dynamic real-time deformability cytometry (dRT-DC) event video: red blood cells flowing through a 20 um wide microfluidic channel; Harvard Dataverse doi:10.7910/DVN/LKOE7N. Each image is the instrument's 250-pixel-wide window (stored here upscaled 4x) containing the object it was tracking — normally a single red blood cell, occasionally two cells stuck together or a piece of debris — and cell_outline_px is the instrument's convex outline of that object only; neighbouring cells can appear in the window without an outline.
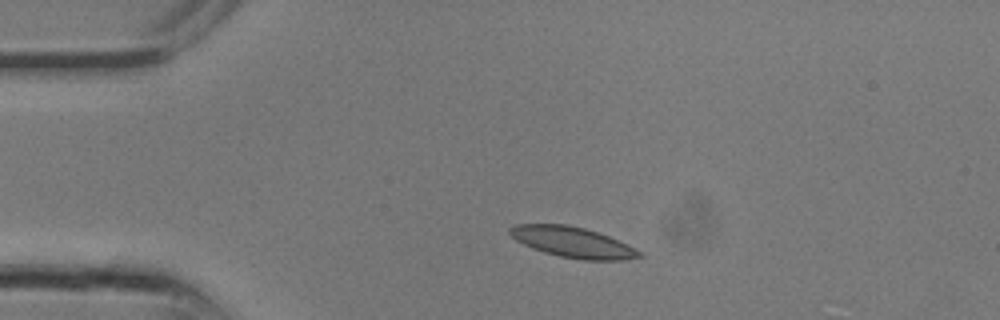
{"species": "common noctule bat (a hibernating species)", "species_latin": "Nyctalus noctula", "temperature_condition": "room temperature", "stored_images_in_passage": 7, "camera_frame_rate_fps": 3000, "um_per_image_px": 0.085, "animal": {"sex": "male", "body_mass_g": 13.3}, "frame": {"image": 1, "passage_image": 3, "time_ms": 0.667, "image_size_px": [1000, 320], "cell_outline_px": [[644, 256], [628, 260], [584, 260], [560, 256], [544, 252], [532, 248], [516, 240], [508, 232], [508, 228], [516, 224], [564, 224], [584, 228], [608, 236], [644, 252]], "centroid_in_image_um": [48.7, 20.6], "position_along_channel_um": 36.3, "area_um2": 23.0}}
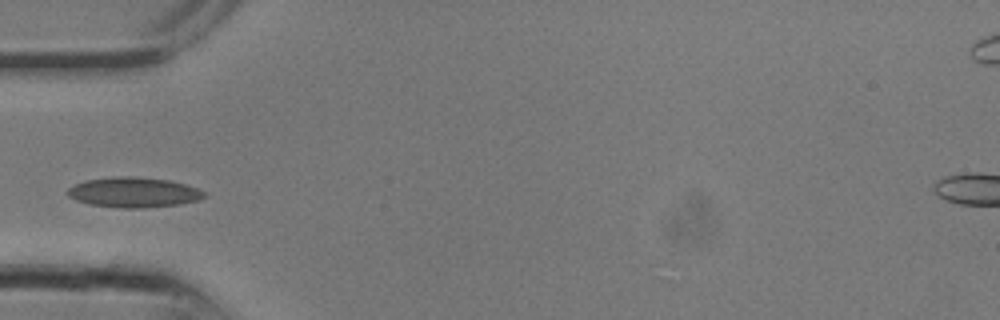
{"frame": {"image": 2, "passage_image": 6, "time_ms": 1.667, "image_size_px": [1000, 320], "cell_outline_px": [[208, 196], [200, 200], [180, 204], [144, 208], [124, 208], [88, 204], [76, 200], [68, 196], [68, 188], [72, 184], [84, 180], [112, 176], [132, 176], [168, 180], [184, 184], [196, 188], [204, 192]], "centroid_in_image_um": [11.34, 16.34], "position_along_channel_um": 73.7, "area_um2": 24.16}}